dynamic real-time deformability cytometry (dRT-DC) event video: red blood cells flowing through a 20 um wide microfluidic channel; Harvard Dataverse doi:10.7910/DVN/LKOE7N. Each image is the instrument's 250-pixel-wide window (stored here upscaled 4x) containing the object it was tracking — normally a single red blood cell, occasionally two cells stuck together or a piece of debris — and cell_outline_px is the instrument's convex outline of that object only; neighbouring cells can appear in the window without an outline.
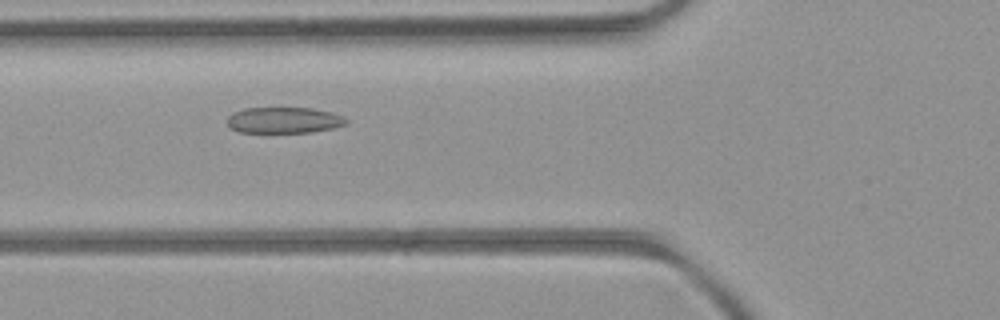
{"species": "common noctule bat (a hibernating species)", "species_latin": "Nyctalus noctula", "temperature_condition": "room temperature", "stored_images_in_passage": 42, "camera_frame_rate_fps": 3000, "um_per_image_px": 0.085, "animal": {"sex": "female", "body_mass_g": 21.9}, "frame": {"image": 1, "passage_image": 9, "time_ms": 2.667, "image_size_px": [1000, 320], "cell_outline_px": [[348, 124], [332, 128], [312, 132], [240, 132], [232, 128], [228, 124], [228, 116], [232, 112], [244, 108], [312, 108], [332, 112], [344, 116], [348, 120]], "centroid_in_image_um": [24.17, 10.21], "position_along_channel_um": 101.6, "area_um2": 18.09}}
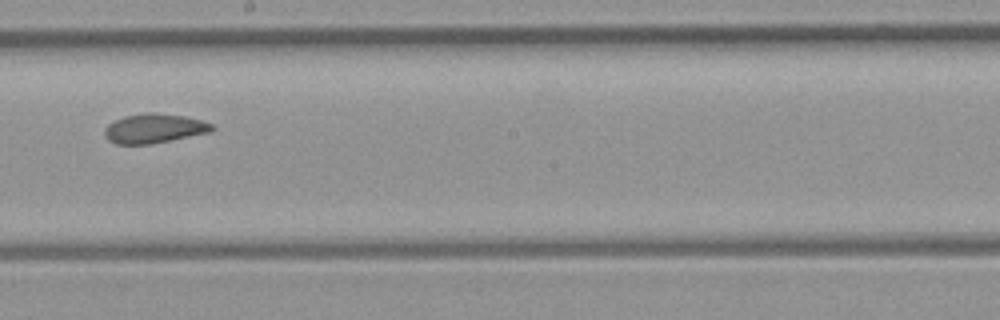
{"frame": {"image": 2, "passage_image": 19, "time_ms": 6.0, "image_size_px": [1000, 320], "cell_outline_px": [[216, 128], [212, 132], [148, 144], [116, 144], [108, 140], [104, 132], [104, 128], [108, 124], [124, 116], [144, 112], [156, 112], [184, 116], [200, 120], [212, 124]], "centroid_in_image_um": [13.1, 10.9], "position_along_channel_um": 235.1, "area_um2": 18.38}}
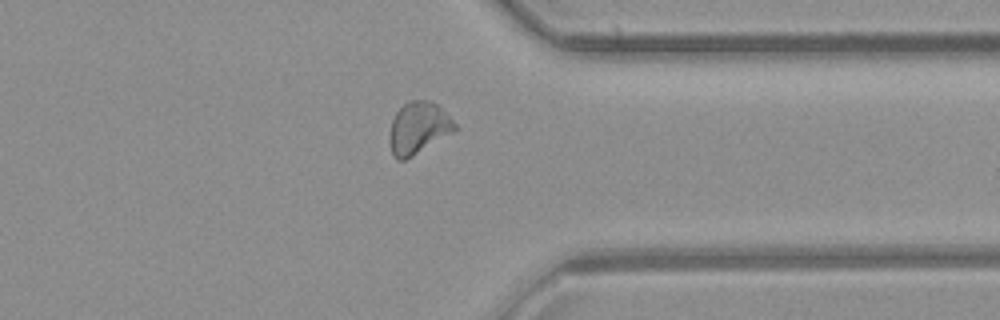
{"frame": {"image": 3, "passage_image": 30, "time_ms": 9.667, "image_size_px": [1000, 320], "cell_outline_px": [[456, 128], [412, 156], [404, 160], [396, 160], [392, 156], [388, 140], [388, 136], [392, 120], [396, 112], [404, 104], [412, 100], [428, 100], [436, 104], [456, 124]], "centroid_in_image_um": [35.47, 10.88], "position_along_channel_um": 375.9, "area_um2": 19.25}}